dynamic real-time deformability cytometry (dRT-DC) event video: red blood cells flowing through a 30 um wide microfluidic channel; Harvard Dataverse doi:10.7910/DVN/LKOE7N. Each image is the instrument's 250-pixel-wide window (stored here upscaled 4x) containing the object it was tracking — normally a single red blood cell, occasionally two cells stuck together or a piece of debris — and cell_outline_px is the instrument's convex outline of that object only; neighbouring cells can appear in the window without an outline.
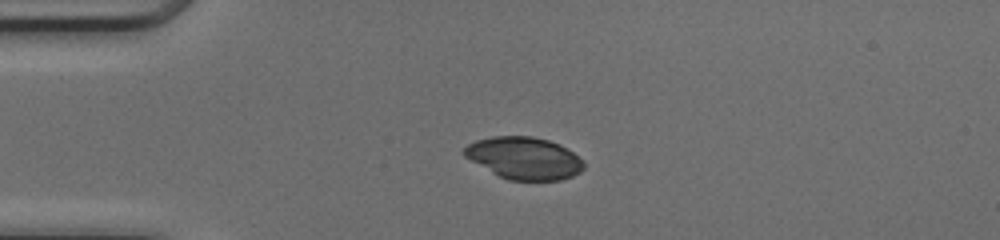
{"species": "common noctule bat (a hibernating species)", "species_latin": "Nyctalus noctula", "temperature_condition": "cold", "stored_images_in_passage": 38, "camera_frame_rate_fps": 3000, "um_per_image_px": 0.085, "animal": {"sex": "female", "body_mass_g": 17.0, "forearm_length_mm": 48.0}, "frame": {"image": 1, "passage_image": 1, "time_ms": 0.0, "image_size_px": [1000, 240], "cell_outline_px": [[584, 168], [580, 172], [572, 176], [560, 180], [508, 180], [492, 172], [464, 156], [464, 148], [468, 144], [476, 140], [492, 136], [532, 136], [548, 140], [560, 144], [584, 160]], "centroid_in_image_um": [44.57, 13.43], "position_along_channel_um": 40.4, "area_um2": 29.25}}
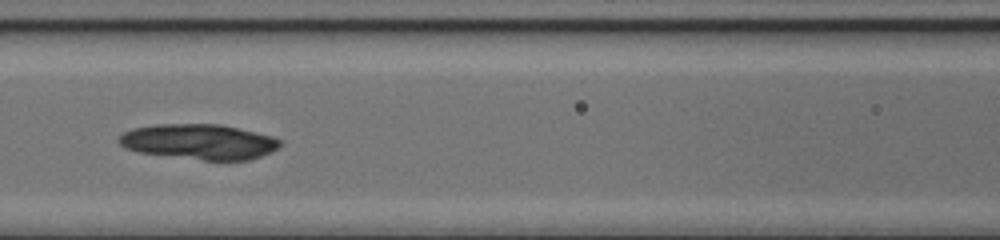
{"frame": {"image": 2, "passage_image": 11, "time_ms": 3.333, "image_size_px": [1000, 240], "cell_outline_px": [[280, 148], [272, 152], [248, 160], [204, 160], [136, 152], [124, 148], [116, 140], [124, 132], [132, 128], [156, 124], [220, 124], [256, 132], [272, 136], [280, 140]], "centroid_in_image_um": [16.9, 12.05], "position_along_channel_um": 149.7, "area_um2": 33.23}}
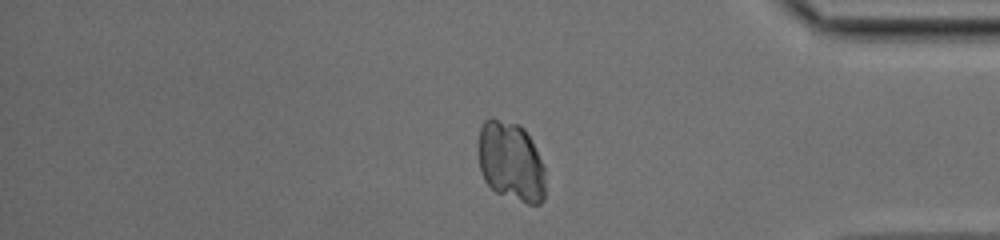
{"frame": {"image": 3, "passage_image": 30, "time_ms": 9.667, "image_size_px": [1000, 240], "cell_outline_px": [[544, 200], [540, 204], [528, 204], [496, 192], [484, 180], [480, 172], [476, 148], [480, 128], [484, 120], [496, 120], [520, 124], [524, 128], [544, 168]], "centroid_in_image_um": [43.38, 13.75], "position_along_channel_um": 391.8, "area_um2": 30.98}}